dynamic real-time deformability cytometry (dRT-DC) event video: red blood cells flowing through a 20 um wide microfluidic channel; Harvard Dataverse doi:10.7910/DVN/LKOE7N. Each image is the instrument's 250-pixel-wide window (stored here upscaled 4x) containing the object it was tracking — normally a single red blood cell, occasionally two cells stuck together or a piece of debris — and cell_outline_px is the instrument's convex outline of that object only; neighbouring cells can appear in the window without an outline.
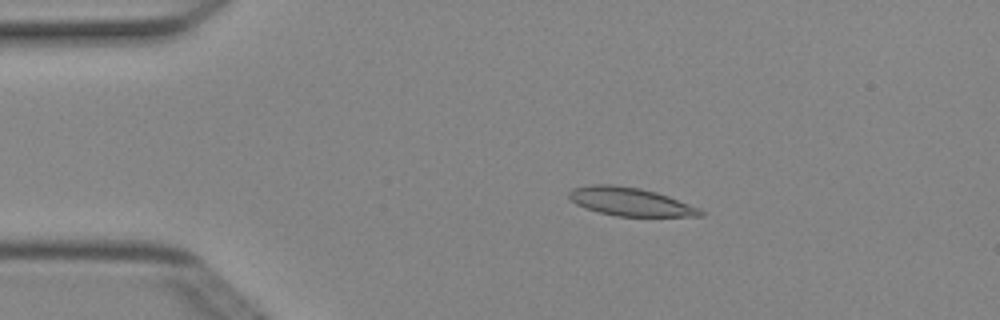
{"species": "Egyptian fruit bat (a non-hibernating species)", "species_latin": "Rousettus aegyptiacus", "temperature_condition": "cold", "stored_images_in_passage": 4, "camera_frame_rate_fps": 3000, "um_per_image_px": 0.085, "animal": {"sex": "female"}, "frame": {"image": 1, "passage_image": 2, "time_ms": 0.333, "image_size_px": [1000, 320], "cell_outline_px": [[704, 216], [616, 216], [584, 208], [576, 204], [568, 196], [568, 192], [572, 188], [588, 184], [612, 184], [640, 188], [656, 192], [668, 196], [700, 208], [704, 212]], "centroid_in_image_um": [53.55, 17.13], "position_along_channel_um": 31.5, "area_um2": 21.73}}
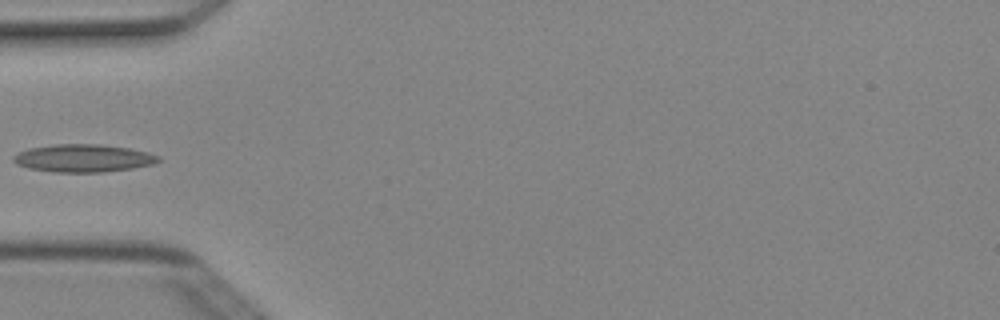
{"frame": {"image": 2, "passage_image": 4, "time_ms": 1.0, "image_size_px": [1000, 320], "cell_outline_px": [[160, 160], [152, 164], [132, 168], [104, 172], [52, 172], [28, 168], [16, 164], [12, 160], [12, 156], [28, 148], [52, 144], [100, 144], [128, 148], [148, 152], [160, 156]], "centroid_in_image_um": [7.05, 13.44], "position_along_channel_um": 78.0, "area_um2": 23.52}}